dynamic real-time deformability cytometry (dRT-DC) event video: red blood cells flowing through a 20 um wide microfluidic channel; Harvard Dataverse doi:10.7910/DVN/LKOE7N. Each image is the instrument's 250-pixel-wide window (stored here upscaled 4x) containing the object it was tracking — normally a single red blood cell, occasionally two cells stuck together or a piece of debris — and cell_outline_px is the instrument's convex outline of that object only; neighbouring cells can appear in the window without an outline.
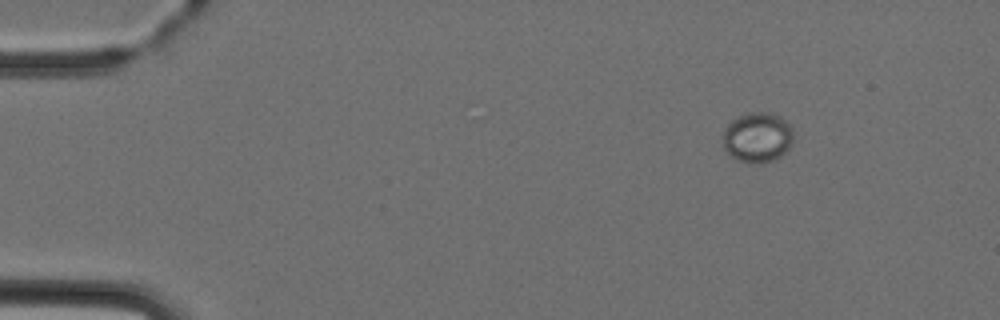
{"species": "Egyptian fruit bat (a non-hibernating species)", "species_latin": "Rousettus aegyptiacus", "temperature_condition": "cold", "stored_images_in_passage": 3, "camera_frame_rate_fps": 3000, "um_per_image_px": 0.085, "animal": {"sex": "female"}, "frame": {"image": 1, "passage_image": 1, "time_ms": 0.0, "image_size_px": [1000, 320], "cell_outline_px": [[792, 144], [780, 156], [772, 160], [748, 164], [736, 160], [724, 148], [724, 128], [732, 120], [740, 116], [752, 112], [768, 112], [780, 116], [792, 128]], "centroid_in_image_um": [64.38, 11.68], "position_along_channel_um": 20.6, "area_um2": 20.35}}